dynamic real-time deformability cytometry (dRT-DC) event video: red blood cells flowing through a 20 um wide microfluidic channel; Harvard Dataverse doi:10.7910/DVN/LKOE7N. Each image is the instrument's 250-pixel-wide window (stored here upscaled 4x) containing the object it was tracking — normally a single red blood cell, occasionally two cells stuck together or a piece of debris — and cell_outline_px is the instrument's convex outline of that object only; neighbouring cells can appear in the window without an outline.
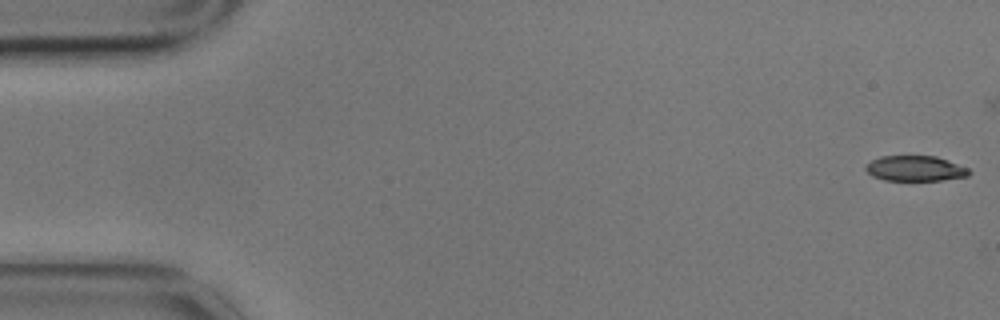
{"species": "common noctule bat (a hibernating species)", "species_latin": "Nyctalus noctula", "temperature_condition": "cold", "stored_images_in_passage": 15, "camera_frame_rate_fps": 3000, "um_per_image_px": 0.085, "animal": {"sex": "male", "body_mass_g": 17.9}, "frame": {"image": 1, "passage_image": 1, "time_ms": 0.0, "image_size_px": [1000, 320], "cell_outline_px": [[972, 172], [968, 176], [940, 180], [884, 180], [872, 176], [864, 168], [864, 164], [880, 156], [936, 156], [968, 168]], "centroid_in_image_um": [77.76, 14.31], "position_along_channel_um": 7.2, "area_um2": 15.26}}
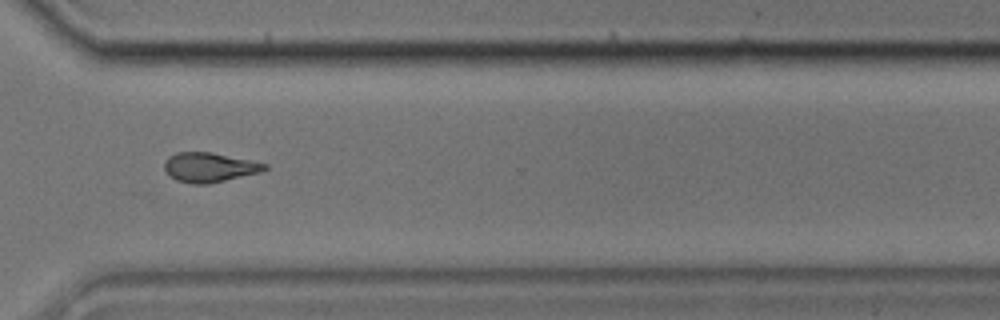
{"frame": {"image": 2, "passage_image": 12, "time_ms": 3.667, "image_size_px": [1000, 320], "cell_outline_px": [[268, 168], [260, 172], [208, 184], [192, 184], [176, 180], [168, 176], [164, 168], [164, 164], [168, 156], [176, 152], [212, 152], [268, 164]], "centroid_in_image_um": [17.76, 14.22], "position_along_channel_um": 352.8, "area_um2": 17.28}}
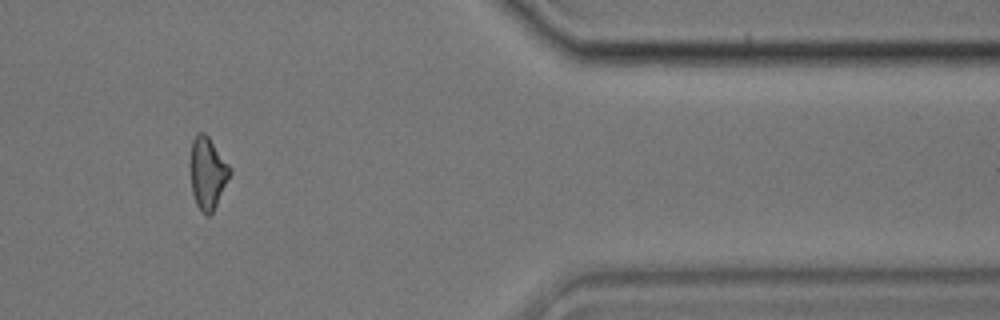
{"frame": {"image": 3, "passage_image": 13, "time_ms": 4.0, "image_size_px": [1000, 320], "cell_outline_px": [[232, 172], [212, 212], [208, 216], [196, 204], [192, 192], [188, 164], [188, 160], [192, 140], [200, 132], [204, 132], [208, 136], [232, 168]], "centroid_in_image_um": [17.61, 14.66], "position_along_channel_um": 393.8, "area_um2": 16.76}}